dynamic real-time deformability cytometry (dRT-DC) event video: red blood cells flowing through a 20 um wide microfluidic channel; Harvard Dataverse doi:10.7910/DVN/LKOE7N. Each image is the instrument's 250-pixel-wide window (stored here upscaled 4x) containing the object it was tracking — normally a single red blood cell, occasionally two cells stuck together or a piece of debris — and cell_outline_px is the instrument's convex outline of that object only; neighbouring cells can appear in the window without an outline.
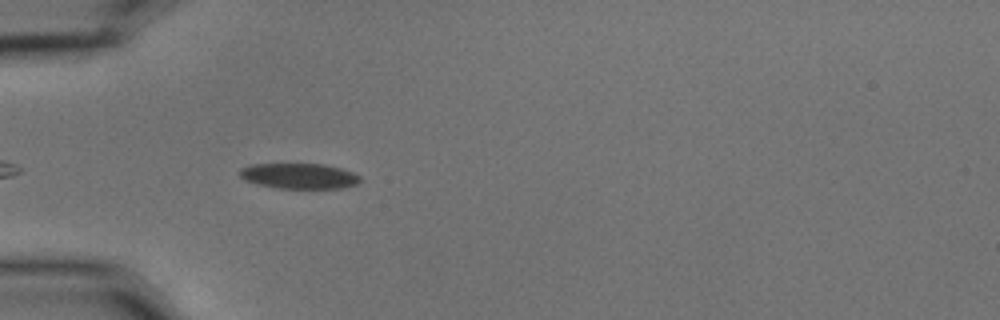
{"species": "common noctule bat (a hibernating species)", "species_latin": "Nyctalus noctula", "temperature_condition": "cold", "stored_images_in_passage": 1, "camera_frame_rate_fps": 3000, "um_per_image_px": 0.085, "animal": {"sex": "male", "body_mass_g": 15.6}, "frame": {"image": 1, "passage_image": 1, "time_ms": 0.0, "image_size_px": [1000, 320], "cell_outline_px": [[360, 180], [356, 184], [340, 188], [280, 188], [256, 184], [244, 180], [236, 172], [240, 168], [252, 164], [324, 164], [340, 168], [352, 172], [360, 176]], "centroid_in_image_um": [25.37, 14.95], "position_along_channel_um": 59.6, "area_um2": 17.86}}